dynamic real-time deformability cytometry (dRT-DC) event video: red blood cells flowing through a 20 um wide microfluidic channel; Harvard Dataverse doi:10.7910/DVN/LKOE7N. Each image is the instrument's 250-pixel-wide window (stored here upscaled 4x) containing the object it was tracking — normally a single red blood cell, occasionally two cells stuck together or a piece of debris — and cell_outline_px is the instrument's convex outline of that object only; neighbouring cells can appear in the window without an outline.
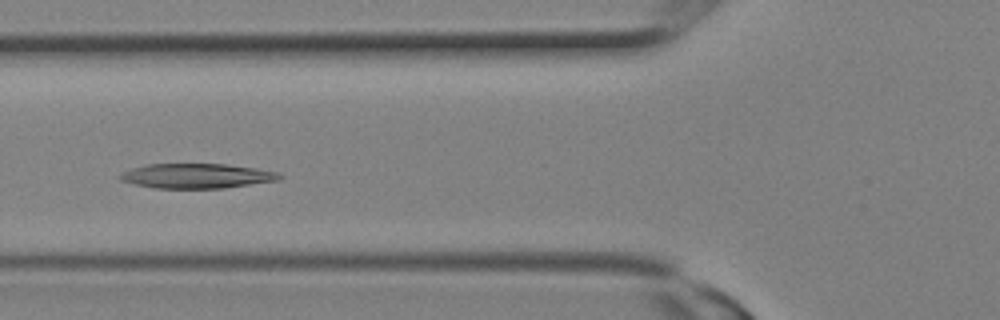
{"species": "Egyptian fruit bat (a non-hibernating species)", "species_latin": "Rousettus aegyptiacus", "temperature_condition": "room temperature", "stored_images_in_passage": 9, "camera_frame_rate_fps": 3000, "um_per_image_px": 0.085, "animal": {"sex": "female"}, "frame": {"image": 1, "passage_image": 8, "time_ms": 2.333, "image_size_px": [1000, 320], "cell_outline_px": [[284, 176], [280, 180], [224, 188], [152, 188], [120, 180], [116, 176], [132, 168], [148, 164], [224, 164], [256, 168], [280, 172]], "centroid_in_image_um": [16.76, 14.95], "position_along_channel_um": 109.0, "area_um2": 23.06}}